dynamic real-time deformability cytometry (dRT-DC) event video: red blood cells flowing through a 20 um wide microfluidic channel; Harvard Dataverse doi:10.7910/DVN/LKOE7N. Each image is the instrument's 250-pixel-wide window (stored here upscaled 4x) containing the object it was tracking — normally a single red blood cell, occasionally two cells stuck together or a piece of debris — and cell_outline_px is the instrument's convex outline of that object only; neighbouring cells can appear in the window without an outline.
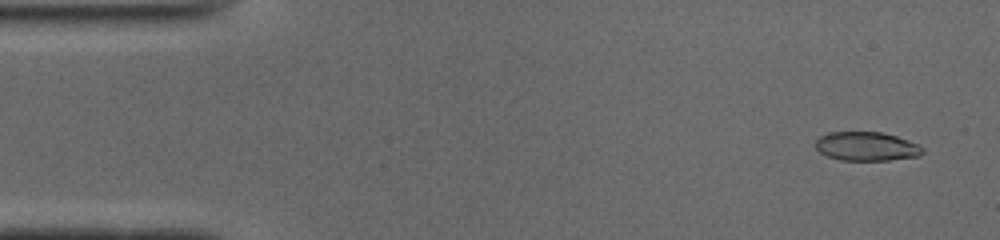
{"species": "common noctule bat (a hibernating species)", "species_latin": "Nyctalus noctula", "temperature_condition": "cold", "stored_images_in_passage": 51, "camera_frame_rate_fps": 3000, "um_per_image_px": 0.085, "animal": {"sex": "male", "body_mass_g": 19.0, "forearm_length_mm": 50.8}, "frame": {"image": 1, "passage_image": 3, "time_ms": 0.667, "image_size_px": [1000, 240], "cell_outline_px": [[924, 152], [920, 156], [888, 160], [840, 160], [828, 156], [820, 152], [812, 144], [820, 136], [828, 132], [880, 132], [896, 136], [920, 144], [924, 148]], "centroid_in_image_um": [73.66, 12.44], "position_along_channel_um": 11.3, "area_um2": 18.21}}
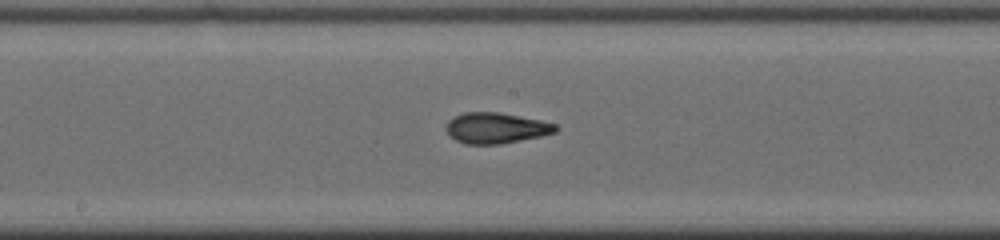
{"frame": {"image": 2, "passage_image": 26, "time_ms": 8.333, "image_size_px": [1000, 240], "cell_outline_px": [[560, 128], [556, 132], [540, 136], [500, 144], [464, 144], [456, 140], [448, 132], [448, 120], [464, 112], [496, 112], [540, 120], [556, 124]], "centroid_in_image_um": [42.19, 10.88], "position_along_channel_um": 206.0, "area_um2": 19.31}}
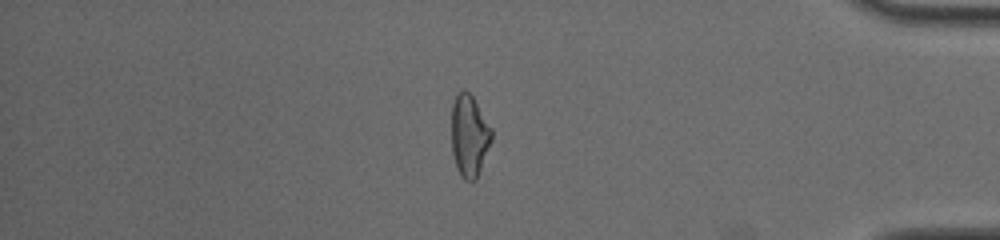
{"frame": {"image": 3, "passage_image": 43, "time_ms": 14.0, "image_size_px": [1000, 240], "cell_outline_px": [[492, 140], [476, 180], [464, 180], [460, 176], [456, 168], [452, 152], [452, 104], [456, 92], [464, 88], [472, 96], [492, 128]], "centroid_in_image_um": [39.88, 11.52], "position_along_channel_um": 395.3, "area_um2": 19.31}, "authors_computed_cell_mechanics": {"area_um2": 19.1318, "velocity_mm_per_s": 3.9548, "shape_relaxation_time_tau1_ms": 4.4381, "shape_relaxation_time_tau2_ms": 1.6089, "deformation_change_tau1": 0.1873, "deformation_change_tau2": 0.0941}}